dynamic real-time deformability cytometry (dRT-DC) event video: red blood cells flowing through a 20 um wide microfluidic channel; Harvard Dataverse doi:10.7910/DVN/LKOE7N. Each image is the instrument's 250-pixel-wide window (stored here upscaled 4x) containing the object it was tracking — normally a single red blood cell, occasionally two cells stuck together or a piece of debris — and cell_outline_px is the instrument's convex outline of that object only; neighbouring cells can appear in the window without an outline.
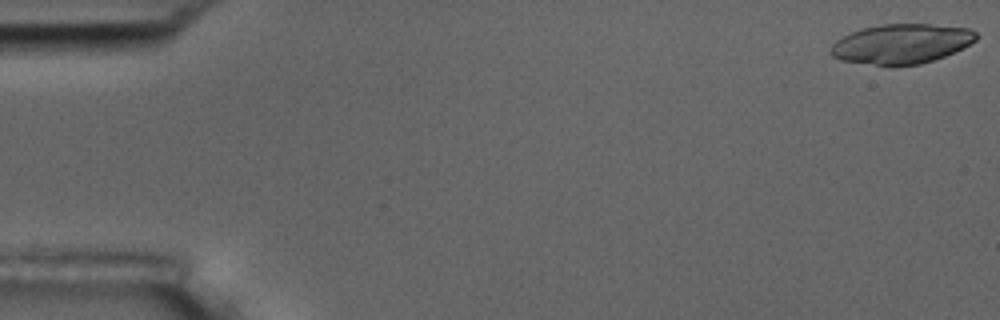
{"species": "common noctule bat (a hibernating species)", "species_latin": "Nyctalus noctula", "temperature_condition": "room temperature", "stored_images_in_passage": 55, "camera_frame_rate_fps": 3000, "um_per_image_px": 0.085, "animal": {"sex": "male", "body_mass_g": 17.5, "forearm_length_mm": 52.3}, "frame": {"image": 1, "passage_image": 1, "time_ms": 0.0, "image_size_px": [1000, 320], "cell_outline_px": [[980, 36], [976, 40], [964, 48], [944, 56], [920, 64], [892, 68], [888, 68], [840, 60], [832, 56], [828, 52], [832, 44], [836, 40], [852, 32], [864, 28], [880, 24], [928, 24], [968, 28], [976, 32]], "centroid_in_image_um": [76.6, 3.76], "position_along_channel_um": 8.4, "area_um2": 34.33}}
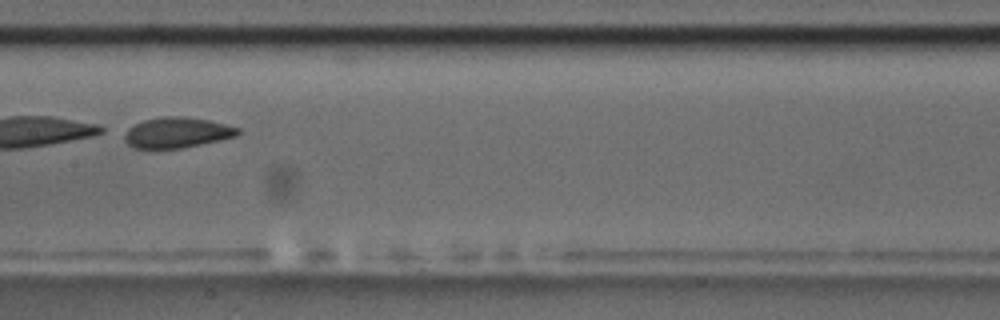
{"frame": {"image": 2, "passage_image": 28, "time_ms": 9.0, "image_size_px": [1000, 320], "cell_outline_px": [[240, 132], [236, 136], [200, 144], [180, 148], [132, 148], [124, 140], [120, 132], [144, 120], [164, 116], [184, 116], [208, 120], [240, 128]], "centroid_in_image_um": [14.97, 11.26], "position_along_channel_um": 192.4, "area_um2": 20.17}}